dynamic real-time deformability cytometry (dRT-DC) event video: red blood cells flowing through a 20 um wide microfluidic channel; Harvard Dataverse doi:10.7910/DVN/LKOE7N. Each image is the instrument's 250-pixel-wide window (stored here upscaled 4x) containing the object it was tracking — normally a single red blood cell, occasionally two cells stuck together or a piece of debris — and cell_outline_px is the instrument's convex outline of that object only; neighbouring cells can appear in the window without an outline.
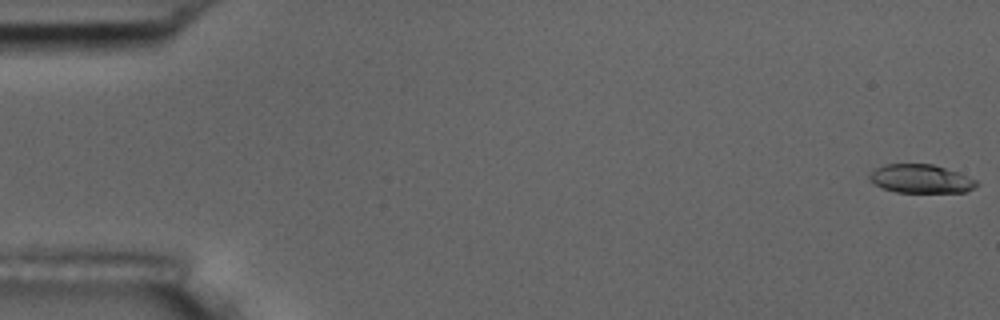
{"species": "common noctule bat (a hibernating species)", "species_latin": "Nyctalus noctula", "temperature_condition": "room temperature", "stored_images_in_passage": 6, "camera_frame_rate_fps": 3000, "um_per_image_px": 0.085, "animal": {"sex": "male", "body_mass_g": 17.5, "forearm_length_mm": 52.3}, "frame": {"image": 1, "passage_image": 1, "time_ms": 0.0, "image_size_px": [1000, 320], "cell_outline_px": [[980, 184], [964, 192], [896, 192], [880, 188], [868, 180], [868, 176], [876, 168], [888, 164], [932, 164], [956, 172], [976, 180]], "centroid_in_image_um": [78.22, 15.21], "position_along_channel_um": 6.8, "area_um2": 17.69}}
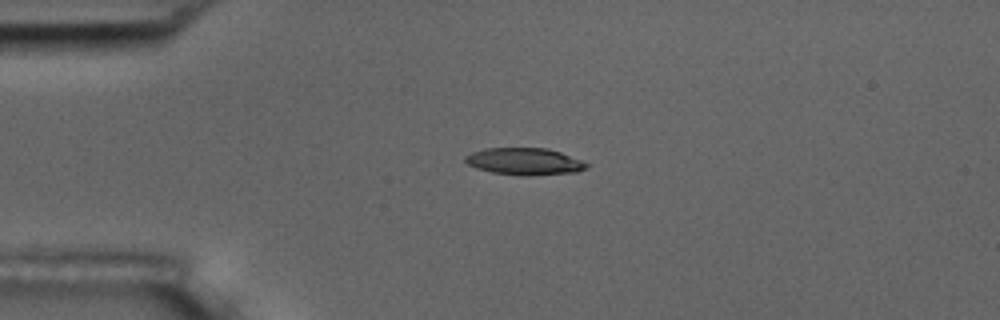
{"frame": {"image": 2, "passage_image": 4, "time_ms": 1.0, "image_size_px": [1000, 320], "cell_outline_px": [[588, 168], [576, 172], [528, 176], [520, 176], [492, 172], [476, 168], [468, 164], [464, 160], [464, 156], [472, 152], [484, 148], [548, 148], [560, 152], [580, 160], [588, 164]], "centroid_in_image_um": [44.56, 13.72], "position_along_channel_um": 40.4, "area_um2": 19.13}}